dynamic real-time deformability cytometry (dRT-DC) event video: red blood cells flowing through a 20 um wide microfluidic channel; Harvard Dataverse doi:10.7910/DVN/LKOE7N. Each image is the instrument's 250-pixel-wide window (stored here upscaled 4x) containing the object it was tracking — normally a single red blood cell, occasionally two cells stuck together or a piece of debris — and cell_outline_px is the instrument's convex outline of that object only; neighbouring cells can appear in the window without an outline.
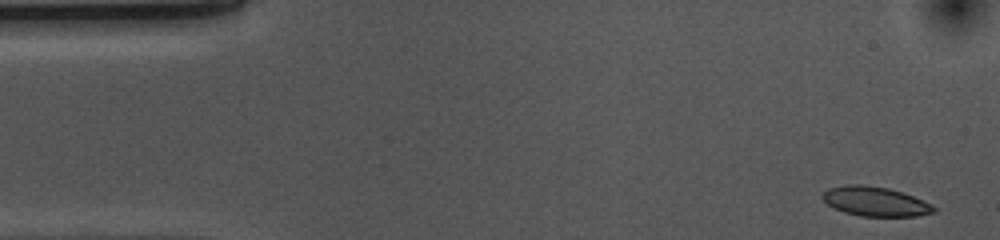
{"species": "common noctule bat (a hibernating species)", "species_latin": "Nyctalus noctula", "temperature_condition": "cold", "stored_images_in_passage": 47, "camera_frame_rate_fps": 3000, "um_per_image_px": 0.085, "animal": {"sex": "female", "body_mass_g": 10.0, "forearm_length_mm": 53.1}, "frame": {"image": 1, "passage_image": 1, "time_ms": 0.0, "image_size_px": [1000, 240], "cell_outline_px": [[936, 212], [916, 216], [860, 216], [844, 212], [828, 204], [820, 196], [828, 188], [848, 184], [860, 184], [888, 188], [912, 196], [932, 204], [936, 208]], "centroid_in_image_um": [74.39, 17.12], "position_along_channel_um": 10.6, "area_um2": 18.96}}
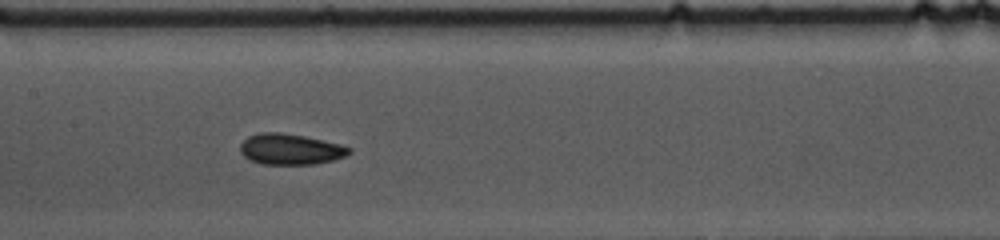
{"frame": {"image": 2, "passage_image": 23, "time_ms": 7.333, "image_size_px": [1000, 240], "cell_outline_px": [[352, 152], [344, 156], [332, 160], [312, 164], [260, 164], [248, 160], [240, 152], [240, 144], [248, 136], [260, 132], [280, 132], [304, 136], [340, 144], [352, 148]], "centroid_in_image_um": [24.65, 12.68], "position_along_channel_um": 182.8, "area_um2": 19.59}}
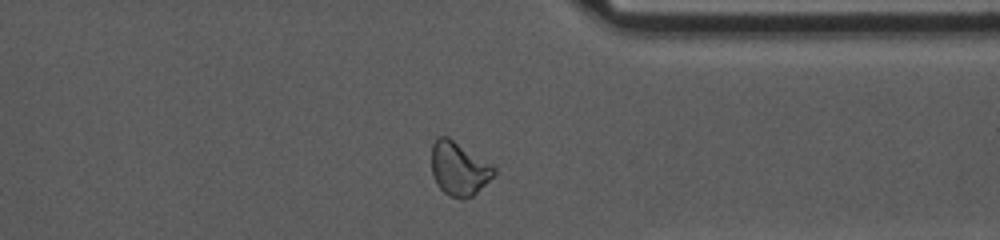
{"frame": {"image": 3, "passage_image": 39, "time_ms": 12.667, "image_size_px": [1000, 240], "cell_outline_px": [[496, 172], [472, 196], [448, 196], [436, 184], [432, 176], [432, 144], [436, 136], [448, 136], [492, 164], [496, 168]], "centroid_in_image_um": [38.97, 14.28], "position_along_channel_um": 372.4, "area_um2": 19.25}, "authors_computed_cell_mechanics": {"area_um2": 19.5942, "velocity_mm_per_s": 3.6819, "shape_relaxation_time_tau1_ms": 4.4421, "shape_relaxation_time_tau2_ms": 5.9308, "deformation_change_tau1": 0.0882, "deformation_change_tau2": 0.0934}}